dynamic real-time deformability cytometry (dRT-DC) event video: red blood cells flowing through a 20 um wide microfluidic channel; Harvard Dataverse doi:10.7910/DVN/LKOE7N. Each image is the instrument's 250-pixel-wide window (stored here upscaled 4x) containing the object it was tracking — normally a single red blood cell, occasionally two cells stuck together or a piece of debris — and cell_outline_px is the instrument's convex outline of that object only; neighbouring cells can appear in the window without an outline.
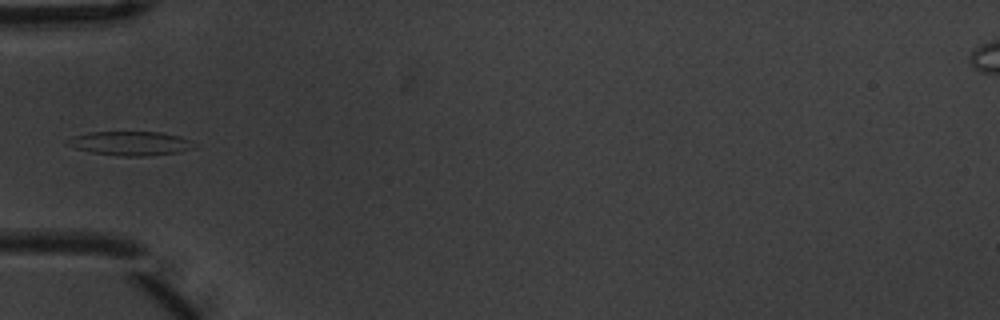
{"species": "common noctule bat (a hibernating species)", "species_latin": "Nyctalus noctula", "temperature_condition": "warm", "stored_images_in_passage": 6, "camera_frame_rate_fps": 3000, "um_per_image_px": 0.085, "animal": {"sex": "male", "body_mass_g": 20.1, "forearm_length_mm": 53.5}, "frame": {"image": 1, "passage_image": 6, "time_ms": 1.667, "image_size_px": [1000, 320], "cell_outline_px": [[196, 144], [192, 148], [180, 152], [144, 156], [120, 156], [92, 152], [76, 148], [64, 144], [72, 136], [88, 132], [160, 132], [180, 136], [192, 140]], "centroid_in_image_um": [11.09, 12.18], "position_along_channel_um": 73.9, "area_um2": 17.8}}